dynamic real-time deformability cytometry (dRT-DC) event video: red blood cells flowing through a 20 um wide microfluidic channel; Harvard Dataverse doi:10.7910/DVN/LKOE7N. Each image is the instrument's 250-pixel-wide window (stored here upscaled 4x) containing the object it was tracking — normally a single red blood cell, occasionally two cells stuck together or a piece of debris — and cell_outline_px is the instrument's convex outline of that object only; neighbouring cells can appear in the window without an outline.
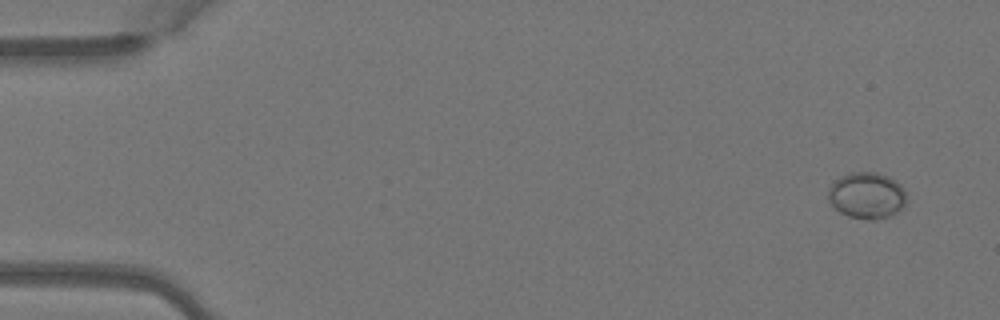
{"species": "Egyptian fruit bat (a non-hibernating species)", "species_latin": "Rousettus aegyptiacus", "temperature_condition": "warm", "stored_images_in_passage": 2, "camera_frame_rate_fps": 3000, "um_per_image_px": 0.085, "animal": {"sex": "female"}, "frame": {"image": 1, "passage_image": 2, "time_ms": 0.333, "image_size_px": [1000, 320], "cell_outline_px": [[908, 200], [892, 216], [872, 220], [868, 220], [848, 216], [840, 212], [828, 200], [828, 188], [840, 176], [848, 172], [876, 172], [888, 176], [900, 184]], "centroid_in_image_um": [73.67, 16.61], "position_along_channel_um": 11.3, "area_um2": 21.21}}